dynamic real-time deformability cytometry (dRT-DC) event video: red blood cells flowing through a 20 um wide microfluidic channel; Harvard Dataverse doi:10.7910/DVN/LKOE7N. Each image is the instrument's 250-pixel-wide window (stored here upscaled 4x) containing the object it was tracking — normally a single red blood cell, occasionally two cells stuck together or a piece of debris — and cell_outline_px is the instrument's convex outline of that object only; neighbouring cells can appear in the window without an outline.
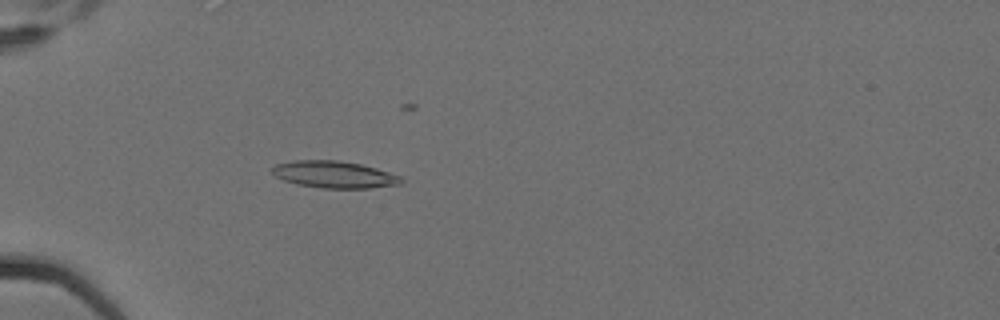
{"species": "Egyptian fruit bat (a non-hibernating species)", "species_latin": "Rousettus aegyptiacus", "temperature_condition": "cold", "stored_images_in_passage": 8, "camera_frame_rate_fps": 3000, "um_per_image_px": 0.085, "animal": {"sex": "female"}, "frame": {"image": 1, "passage_image": 5, "time_ms": 1.333, "image_size_px": [1000, 320], "cell_outline_px": [[404, 180], [400, 184], [368, 188], [320, 188], [296, 184], [284, 180], [276, 176], [268, 168], [276, 164], [292, 160], [336, 160], [360, 164], [376, 168], [400, 176]], "centroid_in_image_um": [28.36, 14.83], "position_along_channel_um": 56.6, "area_um2": 20.29}}